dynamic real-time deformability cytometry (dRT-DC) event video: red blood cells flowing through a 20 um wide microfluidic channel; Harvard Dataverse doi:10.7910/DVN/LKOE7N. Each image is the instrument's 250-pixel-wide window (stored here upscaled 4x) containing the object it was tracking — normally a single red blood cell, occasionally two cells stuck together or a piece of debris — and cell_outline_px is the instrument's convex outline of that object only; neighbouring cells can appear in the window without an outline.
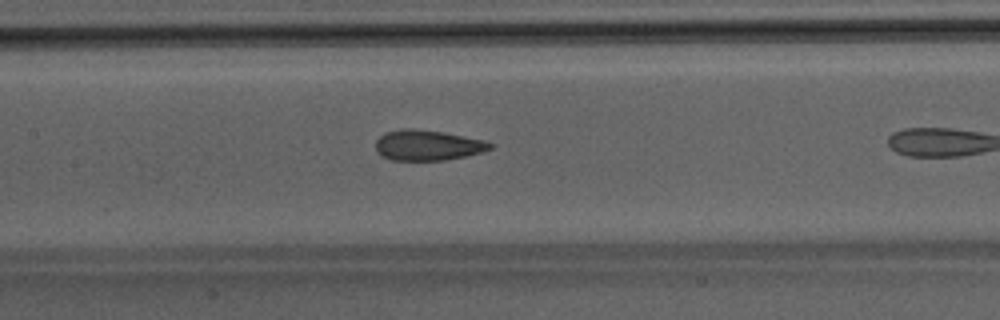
{"species": "Egyptian fruit bat (a non-hibernating species)", "species_latin": "Rousettus aegyptiacus", "temperature_condition": "room temperature", "stored_images_in_passage": 10, "camera_frame_rate_fps": 3000, "um_per_image_px": 0.085, "animal": {"sex": "male"}, "frame": {"image": 1, "passage_image": 6, "time_ms": 1.667, "image_size_px": [1000, 320], "cell_outline_px": [[496, 144], [492, 148], [480, 152], [464, 156], [444, 160], [392, 160], [380, 156], [376, 152], [376, 140], [384, 132], [404, 128], [412, 128], [444, 132], [484, 140]], "centroid_in_image_um": [36.32, 12.34], "position_along_channel_um": 171.1, "area_um2": 20.4}}